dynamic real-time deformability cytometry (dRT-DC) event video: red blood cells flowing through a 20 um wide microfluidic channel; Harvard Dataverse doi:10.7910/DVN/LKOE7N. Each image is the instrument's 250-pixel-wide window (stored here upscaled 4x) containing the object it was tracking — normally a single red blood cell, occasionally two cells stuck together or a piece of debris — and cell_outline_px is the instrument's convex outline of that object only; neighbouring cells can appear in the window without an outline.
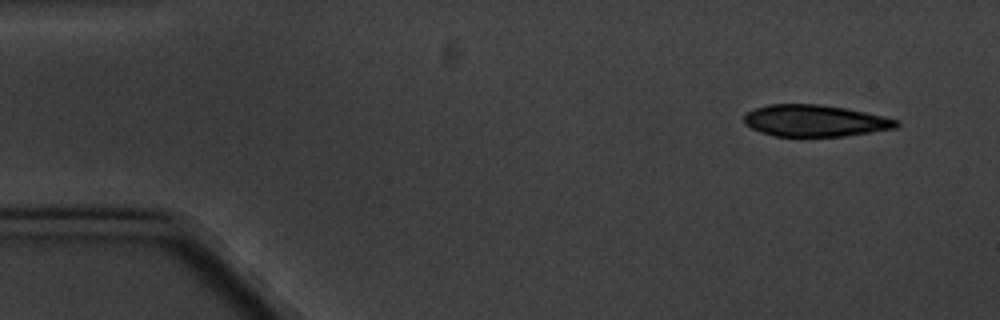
{"species": "common noctule bat (a hibernating species)", "species_latin": "Nyctalus noctula", "temperature_condition": "cold", "stored_images_in_passage": 9, "camera_frame_rate_fps": 3000, "um_per_image_px": 0.085, "animal": {"sex": "male", "body_mass_g": 20.1, "forearm_length_mm": 53.5}, "frame": {"image": 1, "passage_image": 2, "time_ms": 1.0, "image_size_px": [1000, 320], "cell_outline_px": [[900, 124], [896, 128], [872, 132], [844, 136], [776, 136], [760, 132], [744, 124], [744, 116], [748, 112], [756, 108], [768, 104], [820, 104], [844, 108], [884, 116], [900, 120]], "centroid_in_image_um": [69.29, 10.26], "position_along_channel_um": 15.7, "area_um2": 28.09}}
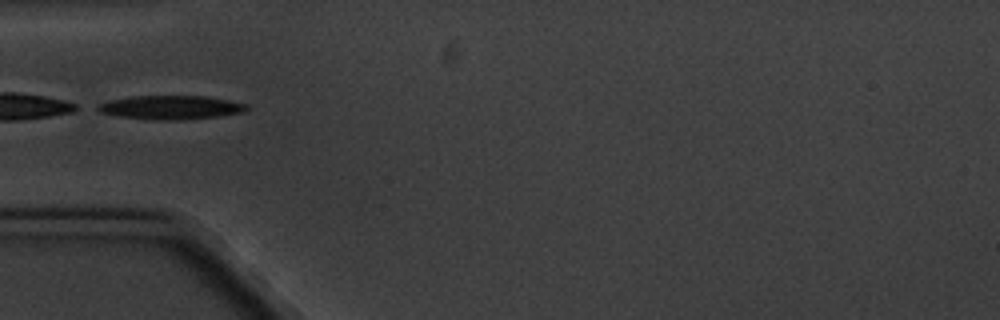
{"frame": {"image": 2, "passage_image": 6, "time_ms": 5.667, "image_size_px": [1000, 320], "cell_outline_px": [[248, 108], [244, 112], [220, 116], [176, 120], [156, 120], [116, 116], [100, 112], [92, 108], [96, 104], [108, 100], [132, 96], [204, 96], [228, 100], [248, 104]], "centroid_in_image_um": [14.45, 9.13], "position_along_channel_um": 70.6, "area_um2": 20.87}}